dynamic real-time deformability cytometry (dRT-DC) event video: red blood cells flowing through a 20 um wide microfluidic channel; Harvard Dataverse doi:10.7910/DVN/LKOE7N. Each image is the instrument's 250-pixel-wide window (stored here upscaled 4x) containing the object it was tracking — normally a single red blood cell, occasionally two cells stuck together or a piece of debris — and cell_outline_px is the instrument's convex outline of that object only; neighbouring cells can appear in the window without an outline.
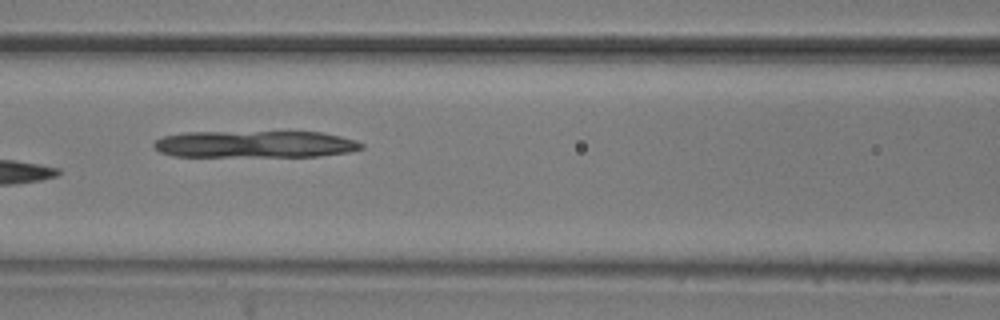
{"species": "common noctule bat (a hibernating species)", "species_latin": "Nyctalus noctula", "temperature_condition": "room temperature", "stored_images_in_passage": 5, "camera_frame_rate_fps": 3000, "um_per_image_px": 0.085, "animal": {"sex": "male", "body_mass_g": 20.5, "forearm_length_mm": 52.5}, "frame": {"image": 1, "passage_image": 3, "time_ms": 0.667, "image_size_px": [1000, 320], "cell_outline_px": [[364, 148], [348, 152], [320, 156], [172, 156], [160, 152], [152, 144], [156, 140], [164, 136], [184, 132], [320, 132], [340, 136], [356, 140], [364, 144]], "centroid_in_image_um": [21.69, 12.25], "position_along_channel_um": 144.9, "area_um2": 32.54}}